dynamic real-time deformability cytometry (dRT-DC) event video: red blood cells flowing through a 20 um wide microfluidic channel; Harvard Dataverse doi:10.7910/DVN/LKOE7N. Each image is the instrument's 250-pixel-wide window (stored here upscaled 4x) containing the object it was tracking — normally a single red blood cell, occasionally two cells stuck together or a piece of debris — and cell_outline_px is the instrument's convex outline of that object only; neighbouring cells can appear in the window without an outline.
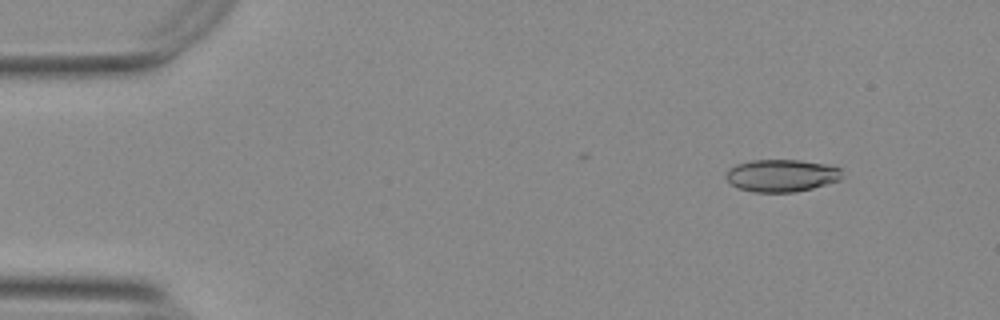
{"species": "Egyptian fruit bat (a non-hibernating species)", "species_latin": "Rousettus aegyptiacus", "temperature_condition": "warm", "stored_images_in_passage": 7, "camera_frame_rate_fps": 3000, "um_per_image_px": 0.085, "animal": {"sex": "female"}, "frame": {"image": 1, "passage_image": 1, "time_ms": 0.0, "image_size_px": [1000, 320], "cell_outline_px": [[840, 180], [812, 188], [796, 192], [752, 192], [736, 188], [724, 176], [728, 168], [736, 164], [752, 160], [800, 160], [828, 164], [840, 168]], "centroid_in_image_um": [66.39, 14.92], "position_along_channel_um": 18.6, "area_um2": 22.02}}